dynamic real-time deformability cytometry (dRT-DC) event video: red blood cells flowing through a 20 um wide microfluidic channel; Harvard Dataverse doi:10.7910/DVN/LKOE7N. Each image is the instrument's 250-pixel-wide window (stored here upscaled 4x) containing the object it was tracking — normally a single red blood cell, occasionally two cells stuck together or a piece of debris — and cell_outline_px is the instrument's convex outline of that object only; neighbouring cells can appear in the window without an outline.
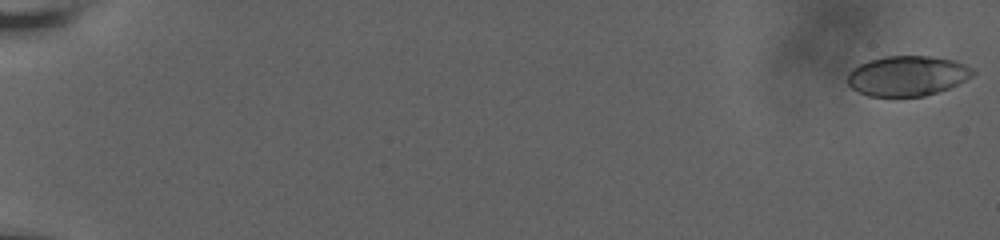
{"species": "human", "species_latin": "Homo sapiens", "temperature_condition": "room temperature", "stored_images_in_passage": 28, "camera_frame_rate_fps": 3000, "um_per_image_px": 0.085, "donor": {"sex": "male"}, "frame": {"image": 1, "passage_image": 1, "time_ms": 0.0, "image_size_px": [1000, 240], "cell_outline_px": [[976, 72], [972, 76], [948, 88], [924, 96], [868, 96], [852, 88], [848, 84], [848, 72], [852, 68], [868, 60], [884, 56], [932, 56], [952, 60], [964, 64], [972, 68]], "centroid_in_image_um": [77.1, 6.44], "position_along_channel_um": 7.9, "area_um2": 29.13}}
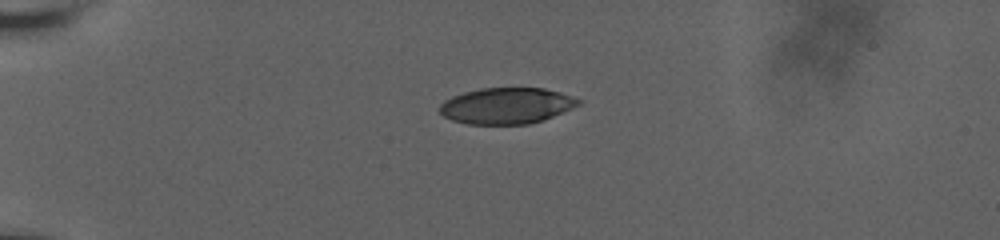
{"frame": {"image": 2, "passage_image": 21, "time_ms": 5.667, "image_size_px": [1000, 240], "cell_outline_px": [[584, 100], [580, 104], [572, 108], [544, 120], [528, 124], [468, 124], [452, 120], [444, 116], [440, 112], [440, 104], [444, 100], [452, 96], [464, 92], [480, 88], [544, 88], [560, 92]], "centroid_in_image_um": [43.08, 8.98], "position_along_channel_um": 41.9, "area_um2": 29.3}}
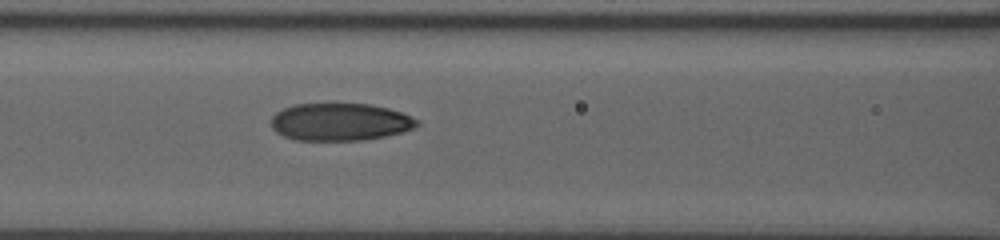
{"frame": {"image": 3, "passage_image": 28, "time_ms": 9.667, "image_size_px": [1000, 240], "cell_outline_px": [[420, 124], [412, 128], [400, 132], [384, 136], [364, 140], [296, 140], [284, 136], [276, 132], [272, 128], [272, 116], [276, 112], [284, 108], [296, 104], [332, 100], [368, 104], [388, 108], [400, 112], [420, 120]], "centroid_in_image_um": [28.88, 10.31], "position_along_channel_um": 137.7, "area_um2": 32.71}}